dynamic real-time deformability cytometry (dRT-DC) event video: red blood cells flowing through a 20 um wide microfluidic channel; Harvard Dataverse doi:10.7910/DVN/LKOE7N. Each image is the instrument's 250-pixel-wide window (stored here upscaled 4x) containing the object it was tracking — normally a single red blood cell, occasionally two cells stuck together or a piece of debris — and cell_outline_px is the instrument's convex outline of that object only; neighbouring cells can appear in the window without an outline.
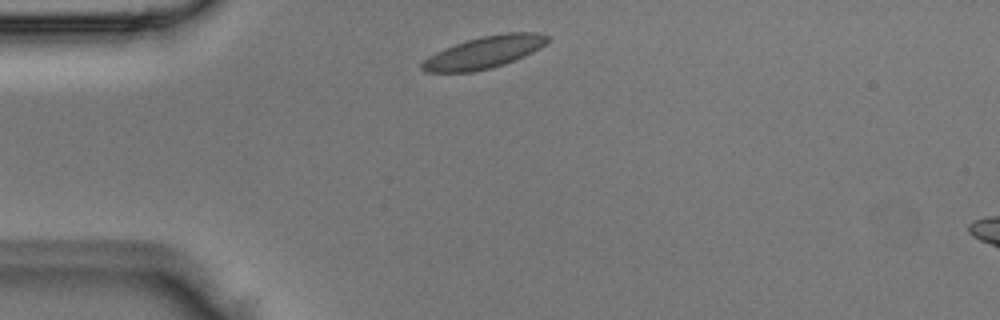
{"species": "Egyptian fruit bat (a non-hibernating species)", "species_latin": "Rousettus aegyptiacus", "temperature_condition": "room temperature", "stored_images_in_passage": 2, "segment_of_instrument_passage": [1, 2], "camera_frame_rate_fps": 3000, "um_per_image_px": 0.085, "animal": {"sex": "male"}, "frame": {"image": 1, "passage_image": 1, "time_ms": 0.0, "image_size_px": [1000, 320], "cell_outline_px": [[552, 36], [540, 48], [524, 56], [504, 64], [492, 68], [472, 72], [424, 72], [420, 68], [420, 64], [428, 56], [444, 48], [468, 40], [484, 36], [508, 32], [540, 32]], "centroid_in_image_um": [41.16, 4.45], "position_along_channel_um": 43.8, "area_um2": 23.41}}